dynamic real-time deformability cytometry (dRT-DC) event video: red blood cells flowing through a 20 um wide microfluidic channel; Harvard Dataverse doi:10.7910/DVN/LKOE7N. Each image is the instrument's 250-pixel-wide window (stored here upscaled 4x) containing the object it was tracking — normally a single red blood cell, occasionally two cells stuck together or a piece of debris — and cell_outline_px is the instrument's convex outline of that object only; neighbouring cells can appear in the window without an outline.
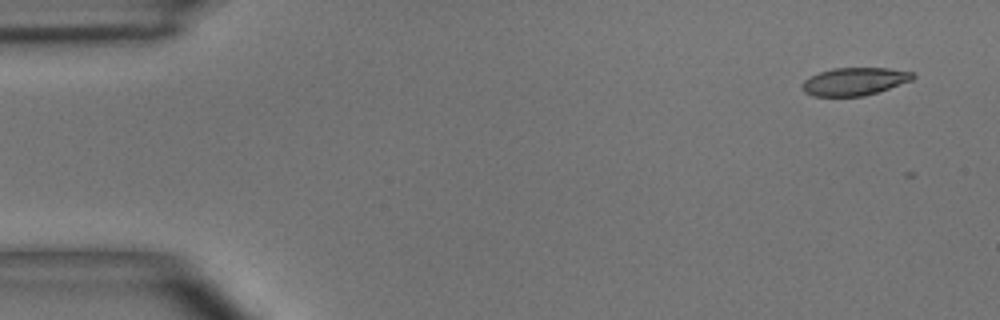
{"species": "common noctule bat (a hibernating species)", "species_latin": "Nyctalus noctula", "temperature_condition": "room temperature", "stored_images_in_passage": 7, "camera_frame_rate_fps": 3000, "um_per_image_px": 0.085, "animal": {"sex": "male", "body_mass_g": 15.6}, "frame": {"image": 1, "passage_image": 1, "time_ms": 0.0, "image_size_px": [1000, 320], "cell_outline_px": [[916, 76], [912, 80], [864, 96], [812, 96], [804, 92], [800, 88], [800, 84], [804, 80], [820, 72], [832, 68], [888, 68], [916, 72]], "centroid_in_image_um": [72.62, 6.92], "position_along_channel_um": 12.4, "area_um2": 17.98}}
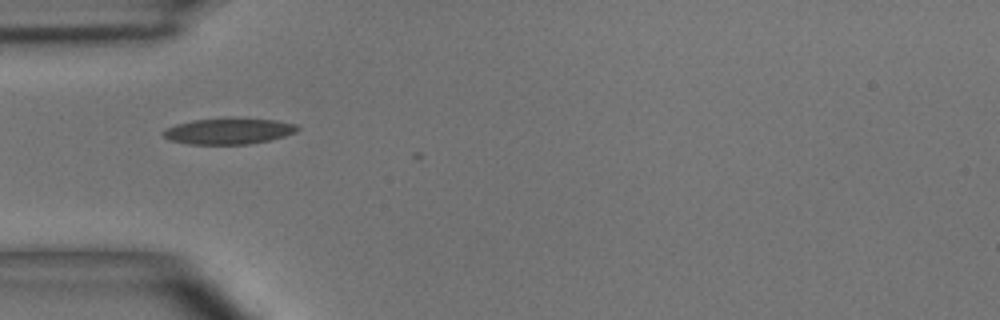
{"frame": {"image": 2, "passage_image": 5, "time_ms": 4.333, "image_size_px": [1000, 320], "cell_outline_px": [[300, 128], [296, 132], [284, 136], [268, 140], [248, 144], [188, 144], [168, 140], [160, 132], [164, 128], [176, 124], [192, 120], [232, 116], [276, 120], [296, 124]], "centroid_in_image_um": [19.4, 11.11], "position_along_channel_um": 65.6, "area_um2": 20.98}}
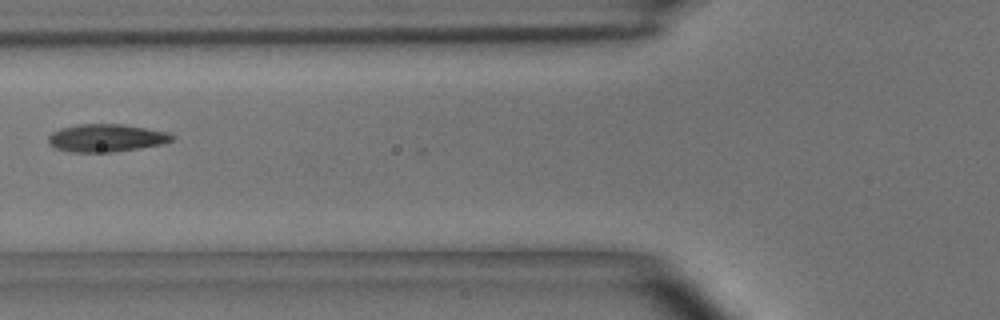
{"frame": {"image": 3, "passage_image": 6, "time_ms": 5.667, "image_size_px": [1000, 320], "cell_outline_px": [[176, 140], [164, 144], [140, 148], [112, 152], [72, 152], [56, 148], [48, 144], [48, 136], [52, 132], [60, 128], [76, 124], [124, 124], [168, 132], [176, 136]], "centroid_in_image_um": [9.07, 11.72], "position_along_channel_um": 116.7, "area_um2": 20.29}}